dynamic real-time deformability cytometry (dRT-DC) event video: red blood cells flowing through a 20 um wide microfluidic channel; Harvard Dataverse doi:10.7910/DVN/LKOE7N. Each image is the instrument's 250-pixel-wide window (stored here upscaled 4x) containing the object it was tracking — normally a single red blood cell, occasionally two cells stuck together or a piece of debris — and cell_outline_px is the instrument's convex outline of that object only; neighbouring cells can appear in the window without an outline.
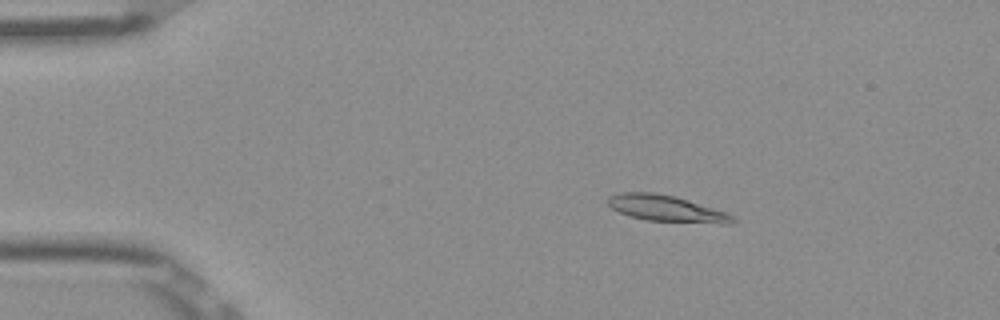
{"species": "Egyptian fruit bat (a non-hibernating species)", "species_latin": "Rousettus aegyptiacus", "temperature_condition": "room temperature", "stored_images_in_passage": 53, "camera_frame_rate_fps": 3000, "um_per_image_px": 0.085, "frame": {"image": 1, "passage_image": 10, "time_ms": 3.0, "image_size_px": [1000, 320], "cell_outline_px": [[736, 220], [732, 224], [720, 224], [648, 220], [632, 216], [620, 212], [612, 208], [608, 204], [608, 196], [620, 192], [652, 192], [676, 196], [724, 212], [732, 216]], "centroid_in_image_um": [56.64, 17.72], "position_along_channel_um": 28.4, "area_um2": 18.9}}
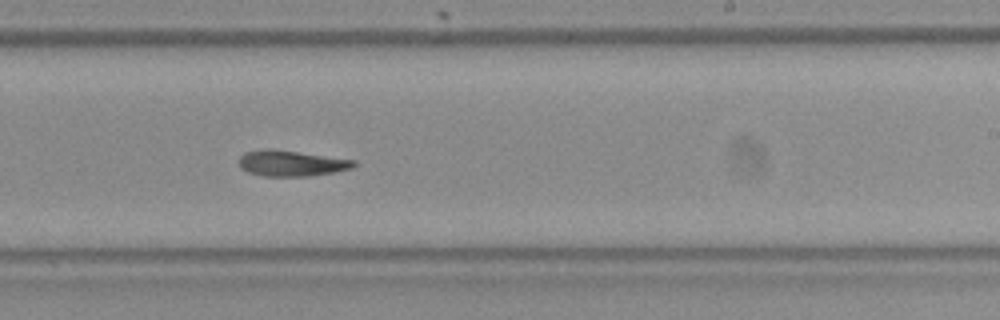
{"frame": {"image": 2, "passage_image": 33, "time_ms": 10.667, "image_size_px": [1000, 320], "cell_outline_px": [[356, 164], [352, 168], [332, 172], [308, 176], [264, 176], [248, 172], [240, 168], [240, 156], [244, 152], [264, 148], [272, 148], [356, 160]], "centroid_in_image_um": [24.74, 13.86], "position_along_channel_um": 264.3, "area_um2": 17.28}}
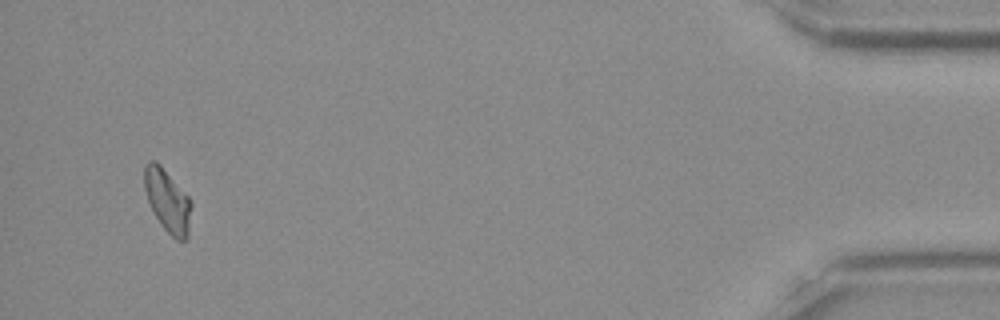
{"frame": {"image": 3, "passage_image": 51, "time_ms": 16.667, "image_size_px": [1000, 320], "cell_outline_px": [[192, 204], [188, 240], [176, 240], [160, 224], [148, 200], [144, 188], [144, 164], [148, 160], [156, 160], [160, 164], [188, 196]], "centroid_in_image_um": [14.25, 17.05], "position_along_channel_um": 421.0, "area_um2": 17.22}, "authors_computed_cell_mechanics": {"area_um2": 17.5134, "velocity_mm_per_s": 3.8945, "shape_relaxation_time_tau1_ms": 4.0252, "shape_relaxation_time_tau2_ms": 2.4061, "deformation_change_tau1": 0.1604, "deformation_change_tau2": 0.0907}}